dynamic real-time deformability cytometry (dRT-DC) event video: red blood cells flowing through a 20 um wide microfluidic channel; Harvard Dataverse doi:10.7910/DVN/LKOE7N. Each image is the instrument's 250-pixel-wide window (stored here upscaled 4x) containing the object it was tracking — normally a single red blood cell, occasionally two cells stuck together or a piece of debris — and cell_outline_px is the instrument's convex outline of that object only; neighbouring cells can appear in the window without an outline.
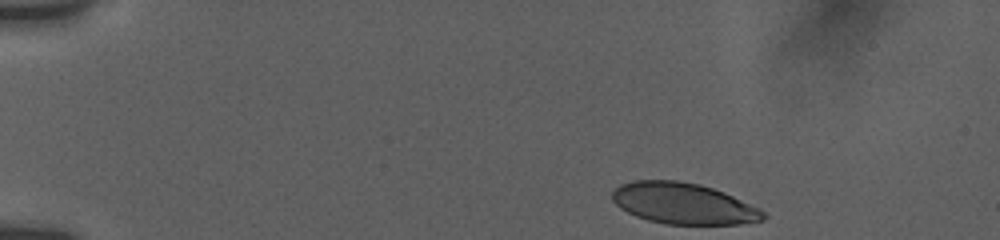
{"species": "human", "species_latin": "Homo sapiens", "temperature_condition": "room temperature", "stored_images_in_passage": 45, "camera_frame_rate_fps": 3000, "um_per_image_px": 0.085, "donor": {"sex": "female"}, "frame": {"image": 1, "passage_image": 1, "time_ms": 0.0, "image_size_px": [1000, 240], "cell_outline_px": [[768, 216], [764, 220], [740, 224], [664, 224], [648, 220], [636, 216], [620, 208], [612, 200], [612, 192], [620, 184], [632, 180], [676, 180], [700, 184], [724, 192], [760, 208]], "centroid_in_image_um": [58.09, 17.29], "position_along_channel_um": 26.9, "area_um2": 36.36}}
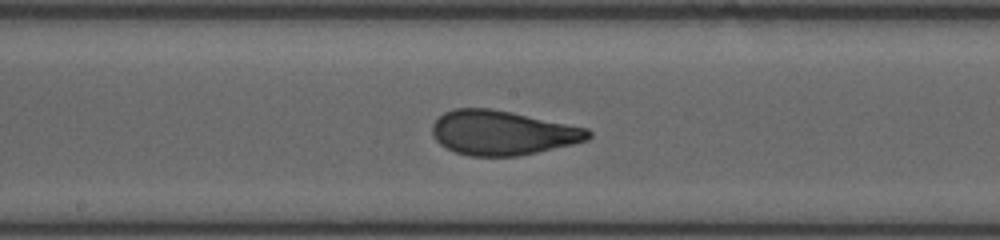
{"frame": {"image": 2, "passage_image": 23, "time_ms": 7.333, "image_size_px": [1000, 240], "cell_outline_px": [[592, 136], [588, 140], [572, 144], [536, 152], [516, 156], [468, 156], [456, 152], [440, 144], [432, 136], [432, 124], [444, 112], [452, 108], [488, 108], [512, 112], [588, 128], [592, 132]], "centroid_in_image_um": [42.7, 11.28], "position_along_channel_um": 205.5, "area_um2": 40.4}}
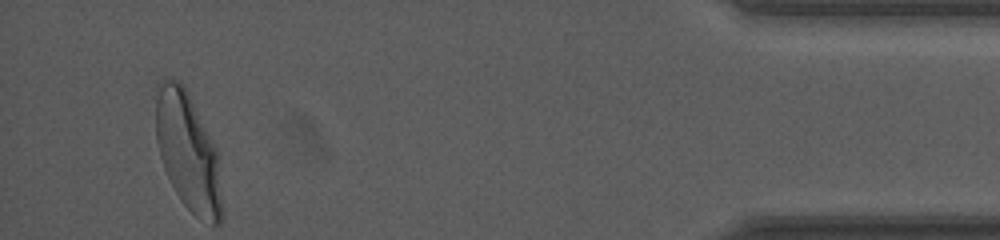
{"frame": {"image": 3, "passage_image": 45, "time_ms": 14.667, "image_size_px": [1000, 240], "cell_outline_px": [[224, 216], [220, 224], [212, 224], [196, 216], [184, 204], [176, 192], [164, 168], [160, 156], [156, 140], [156, 100], [160, 80], [176, 80], [188, 92], [216, 148]], "centroid_in_image_um": [15.99, 12.95], "position_along_channel_um": 419.2, "area_um2": 44.85}, "authors_computed_cell_mechanics": {"area_um2": 40.4022, "velocity_mm_per_s": 3.7533, "shape_relaxation_time_tau1_ms": 4.5489, "shape_relaxation_time_tau2_ms": null, "deformation_change_tau1": 0.1706, "deformation_change_tau2": null}}